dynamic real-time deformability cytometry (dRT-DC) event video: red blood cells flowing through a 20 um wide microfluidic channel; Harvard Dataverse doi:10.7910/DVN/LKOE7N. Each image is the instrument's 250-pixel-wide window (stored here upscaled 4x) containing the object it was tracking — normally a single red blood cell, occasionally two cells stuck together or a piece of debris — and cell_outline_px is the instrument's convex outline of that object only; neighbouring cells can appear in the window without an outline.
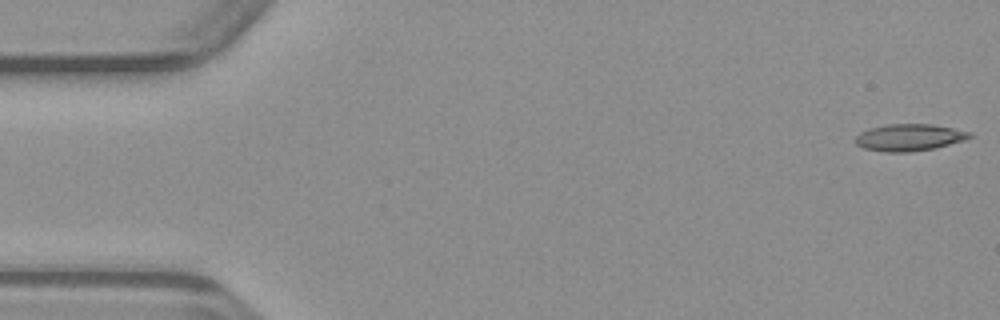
{"species": "common noctule bat (a hibernating species)", "species_latin": "Nyctalus noctula", "temperature_condition": "warm", "stored_images_in_passage": 49, "camera_frame_rate_fps": 3000, "um_per_image_px": 0.085, "animal": {"sex": "male", "body_mass_g": 23.1, "forearm_length_mm": 52.7}, "frame": {"image": 1, "passage_image": 1, "time_ms": 0.0, "image_size_px": [1000, 320], "cell_outline_px": [[972, 136], [964, 140], [932, 148], [908, 152], [884, 152], [864, 148], [856, 144], [856, 136], [860, 132], [868, 128], [888, 124], [932, 124], [972, 132]], "centroid_in_image_um": [77.26, 11.67], "position_along_channel_um": 7.7, "area_um2": 17.74}}
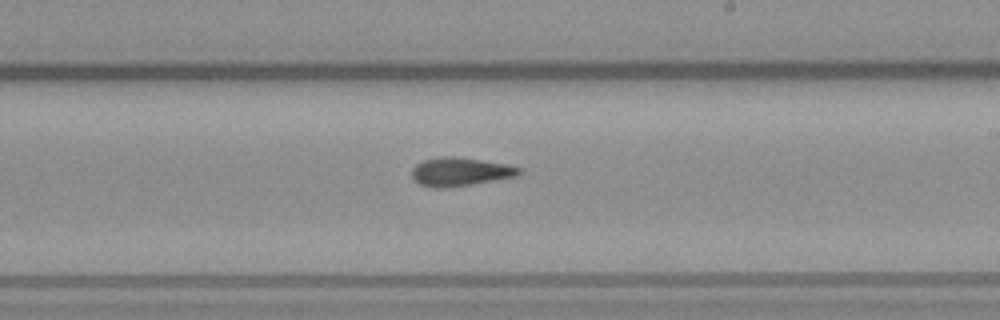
{"frame": {"image": 2, "passage_image": 28, "time_ms": 9.0, "image_size_px": [1000, 320], "cell_outline_px": [[524, 172], [516, 176], [472, 184], [444, 188], [436, 188], [420, 184], [412, 176], [412, 168], [416, 164], [424, 160], [440, 156], [452, 156], [508, 164], [520, 168]], "centroid_in_image_um": [39.12, 14.59], "position_along_channel_um": 249.9, "area_um2": 17.69}}
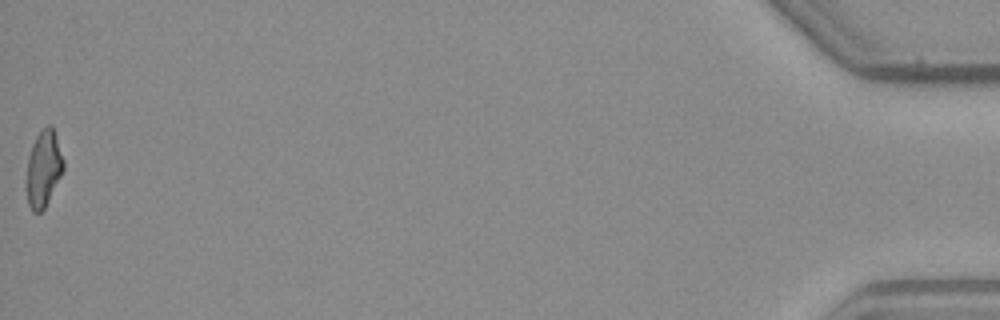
{"frame": {"image": 3, "passage_image": 49, "time_ms": 16.0, "image_size_px": [1000, 320], "cell_outline_px": [[64, 168], [44, 208], [40, 212], [32, 212], [28, 204], [28, 156], [32, 144], [36, 136], [48, 124], [52, 124], [64, 160]], "centroid_in_image_um": [3.72, 14.29], "position_along_channel_um": 431.5, "area_um2": 15.95}}